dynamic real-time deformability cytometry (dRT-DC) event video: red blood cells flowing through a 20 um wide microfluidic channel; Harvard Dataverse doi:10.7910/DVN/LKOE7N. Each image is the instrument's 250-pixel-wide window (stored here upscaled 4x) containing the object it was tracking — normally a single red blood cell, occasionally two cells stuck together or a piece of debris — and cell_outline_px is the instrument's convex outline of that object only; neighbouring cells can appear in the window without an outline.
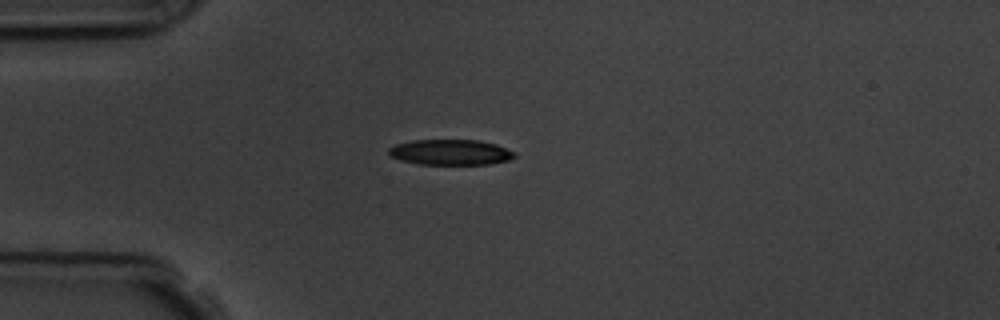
{"species": "common noctule bat (a hibernating species)", "species_latin": "Nyctalus noctula", "temperature_condition": "room temperature", "stored_images_in_passage": 5, "camera_frame_rate_fps": 3000, "um_per_image_px": 0.085, "animal": {"sex": "male", "body_mass_g": 19.5, "forearm_length_mm": 54.6}, "frame": {"image": 1, "passage_image": 5, "time_ms": 4.667, "image_size_px": [1000, 320], "cell_outline_px": [[516, 156], [508, 160], [488, 164], [416, 164], [400, 160], [388, 156], [388, 148], [396, 144], [412, 140], [476, 140], [496, 144], [516, 152]], "centroid_in_image_um": [38.26, 12.94], "position_along_channel_um": 46.7, "area_um2": 18.79}}